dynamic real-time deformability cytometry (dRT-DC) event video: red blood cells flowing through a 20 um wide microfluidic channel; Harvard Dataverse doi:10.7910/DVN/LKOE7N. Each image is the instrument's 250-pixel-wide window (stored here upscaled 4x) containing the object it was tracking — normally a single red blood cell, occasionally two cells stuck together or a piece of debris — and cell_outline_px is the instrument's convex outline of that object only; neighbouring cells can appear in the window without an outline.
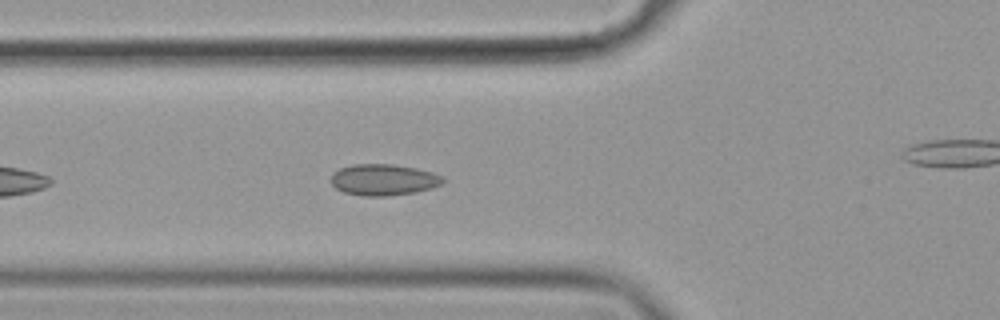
{"species": "common noctule bat (a hibernating species)", "species_latin": "Nyctalus noctula", "temperature_condition": "cold", "stored_images_in_passage": 44, "camera_frame_rate_fps": 3000, "um_per_image_px": 0.085, "animal": {"sex": "female", "body_mass_g": 19.9}, "frame": {"image": 1, "passage_image": 7, "time_ms": 2.0, "image_size_px": [1000, 320], "cell_outline_px": [[444, 180], [440, 184], [432, 188], [416, 192], [388, 196], [364, 196], [344, 192], [336, 188], [332, 184], [332, 176], [340, 168], [352, 164], [392, 164], [416, 168], [432, 172], [440, 176]], "centroid_in_image_um": [32.6, 15.28], "position_along_channel_um": 93.2, "area_um2": 20.23}}
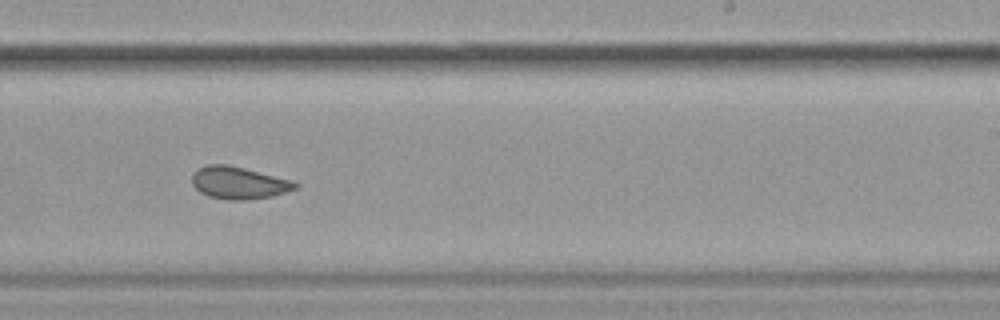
{"frame": {"image": 2, "passage_image": 22, "time_ms": 7.0, "image_size_px": [1000, 320], "cell_outline_px": [[300, 184], [296, 188], [272, 196], [244, 200], [228, 200], [208, 196], [200, 192], [192, 184], [192, 176], [196, 168], [208, 164], [228, 164], [296, 180]], "centroid_in_image_um": [20.31, 15.52], "position_along_channel_um": 268.7, "area_um2": 19.71}}
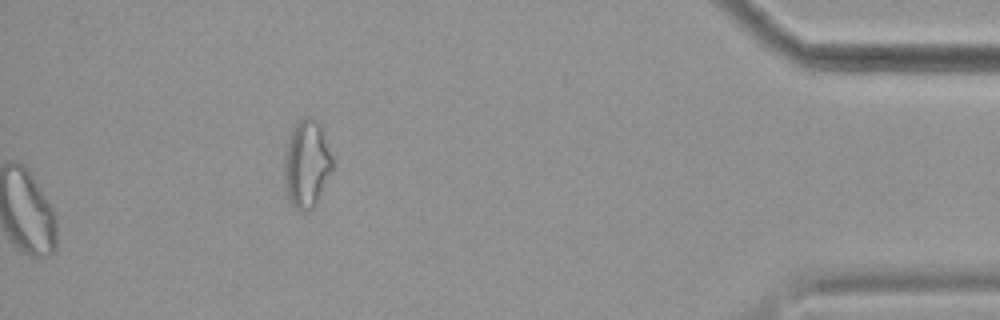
{"frame": {"image": 3, "passage_image": 44, "time_ms": 14.333, "image_size_px": [1000, 320], "cell_outline_px": [[332, 168], [312, 208], [308, 212], [304, 212], [296, 208], [288, 196], [284, 188], [284, 156], [288, 140], [292, 128], [304, 116], [312, 116], [320, 124], [332, 156]], "centroid_in_image_um": [26.04, 13.88], "position_along_channel_um": 409.2, "area_um2": 24.22}, "authors_computed_cell_mechanics": {"area_um2": 19.8832, "velocity_mm_per_s": 3.5174, "shape_relaxation_time_tau1_ms": null, "shape_relaxation_time_tau2_ms": 1.3185, "deformation_change_tau1": null, "deformation_change_tau2": 0.0493}}